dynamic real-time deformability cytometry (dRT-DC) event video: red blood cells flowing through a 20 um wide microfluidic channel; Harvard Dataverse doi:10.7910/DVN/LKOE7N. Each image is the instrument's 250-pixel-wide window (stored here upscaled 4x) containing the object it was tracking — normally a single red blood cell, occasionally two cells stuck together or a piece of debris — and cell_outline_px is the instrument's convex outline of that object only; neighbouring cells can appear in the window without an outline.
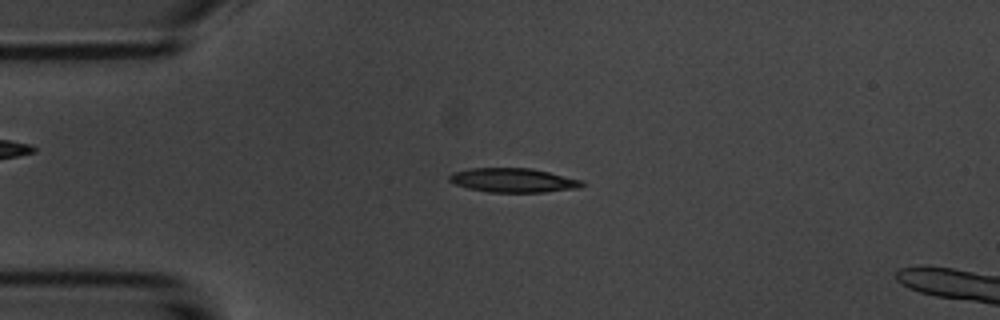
{"species": "common noctule bat (a hibernating species)", "species_latin": "Nyctalus noctula", "temperature_condition": "room temperature", "stored_images_in_passage": 7, "camera_frame_rate_fps": 3000, "um_per_image_px": 0.085, "animal": {"sex": "male", "body_mass_g": 20.1, "forearm_length_mm": 53.5}, "frame": {"image": 1, "passage_image": 3, "time_ms": 2.333, "image_size_px": [1000, 320], "cell_outline_px": [[588, 184], [580, 188], [544, 192], [488, 192], [468, 188], [456, 184], [448, 180], [448, 176], [452, 172], [472, 168], [532, 168], [584, 180]], "centroid_in_image_um": [43.68, 15.32], "position_along_channel_um": 41.3, "area_um2": 18.9}}
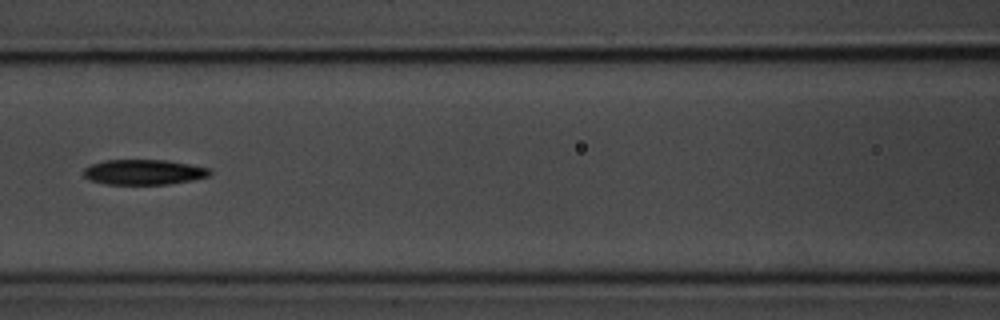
{"frame": {"image": 2, "passage_image": 6, "time_ms": 6.0, "image_size_px": [1000, 320], "cell_outline_px": [[212, 172], [208, 176], [192, 180], [168, 184], [108, 184], [88, 180], [84, 176], [84, 168], [92, 164], [104, 160], [168, 160], [208, 168]], "centroid_in_image_um": [12.2, 14.63], "position_along_channel_um": 154.4, "area_um2": 18.44}}
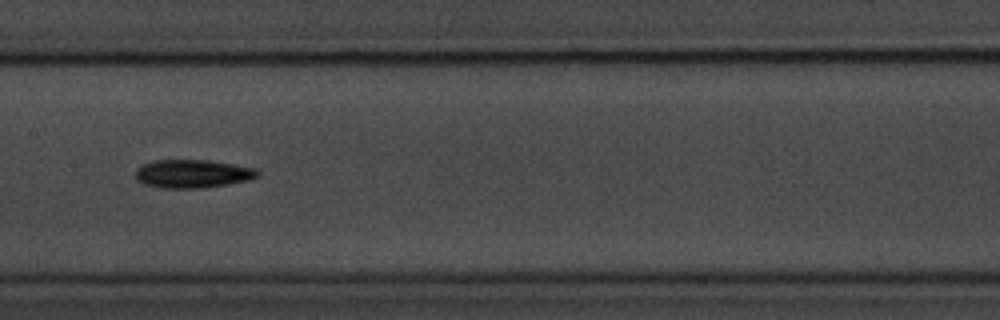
{"frame": {"image": 3, "passage_image": 7, "time_ms": 7.0, "image_size_px": [1000, 320], "cell_outline_px": [[260, 176], [248, 180], [228, 184], [200, 188], [160, 188], [144, 184], [136, 180], [136, 168], [152, 160], [208, 160], [256, 168], [260, 172]], "centroid_in_image_um": [16.36, 14.77], "position_along_channel_um": 191.0, "area_um2": 20.23}}